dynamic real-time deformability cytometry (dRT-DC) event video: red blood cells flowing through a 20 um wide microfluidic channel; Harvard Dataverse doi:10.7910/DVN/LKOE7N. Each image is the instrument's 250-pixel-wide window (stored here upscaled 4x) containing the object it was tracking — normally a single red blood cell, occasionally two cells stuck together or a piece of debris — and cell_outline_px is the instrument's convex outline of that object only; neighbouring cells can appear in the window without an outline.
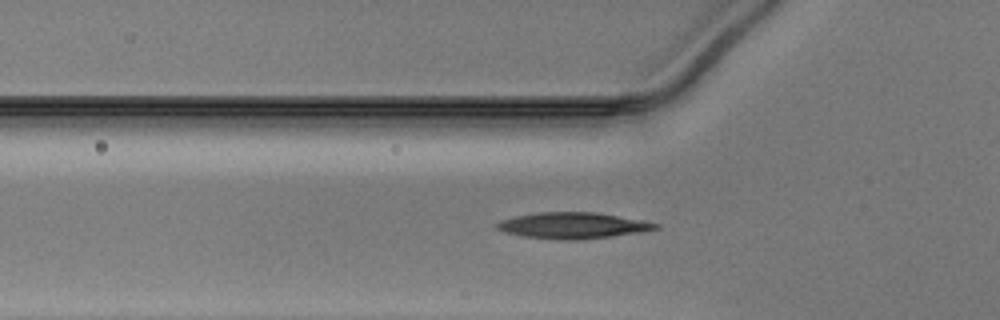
{"species": "Egyptian fruit bat (a non-hibernating species)", "species_latin": "Rousettus aegyptiacus", "temperature_condition": "warm", "stored_images_in_passage": 37, "camera_frame_rate_fps": 3000, "um_per_image_px": 0.085, "animal": {"sex": "male"}, "frame": {"image": 1, "passage_image": 3, "time_ms": 0.667, "image_size_px": [1000, 320], "cell_outline_px": [[660, 228], [640, 232], [612, 236], [576, 240], [560, 240], [524, 236], [504, 232], [496, 228], [496, 224], [500, 220], [516, 216], [536, 212], [596, 212], [640, 220], [660, 224]], "centroid_in_image_um": [48.67, 19.16], "position_along_channel_um": 77.1, "area_um2": 24.04}}
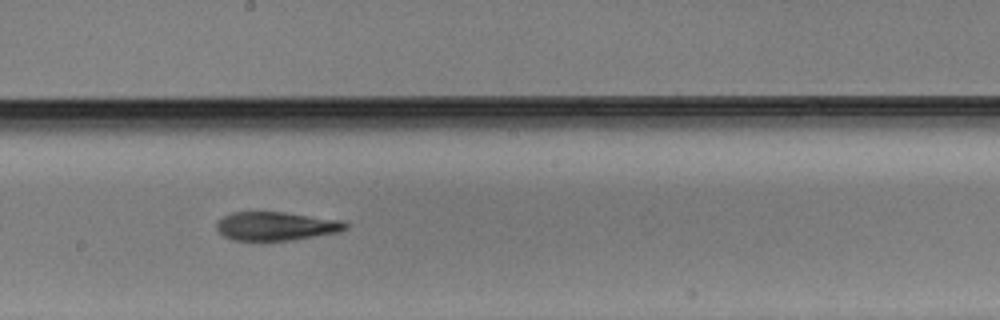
{"frame": {"image": 2, "passage_image": 14, "time_ms": 4.333, "image_size_px": [1000, 320], "cell_outline_px": [[348, 228], [336, 232], [292, 240], [232, 240], [224, 236], [216, 228], [216, 224], [224, 216], [232, 212], [284, 212], [340, 220], [348, 224]], "centroid_in_image_um": [23.44, 19.22], "position_along_channel_um": 224.8, "area_um2": 21.21}}
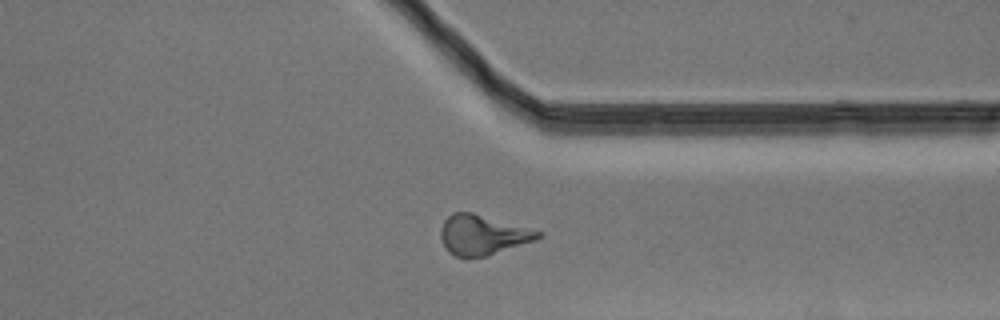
{"frame": {"image": 3, "passage_image": 25, "time_ms": 8.0, "image_size_px": [1000, 320], "cell_outline_px": [[544, 236], [536, 240], [488, 256], [456, 256], [448, 252], [440, 236], [440, 228], [444, 220], [452, 212], [472, 212], [544, 232]], "centroid_in_image_um": [41.04, 19.95], "position_along_channel_um": 370.4, "area_um2": 22.66}}